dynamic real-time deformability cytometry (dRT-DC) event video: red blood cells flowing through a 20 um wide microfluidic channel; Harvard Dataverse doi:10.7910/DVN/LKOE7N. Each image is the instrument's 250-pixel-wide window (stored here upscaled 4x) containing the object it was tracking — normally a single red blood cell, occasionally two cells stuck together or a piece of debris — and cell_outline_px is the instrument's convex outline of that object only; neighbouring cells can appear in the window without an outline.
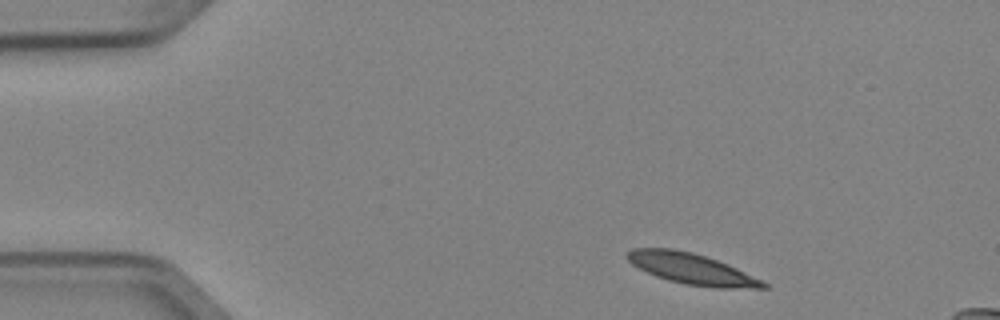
{"species": "Egyptian fruit bat (a non-hibernating species)", "species_latin": "Rousettus aegyptiacus", "temperature_condition": "cold", "stored_images_in_passage": 4, "segment_of_instrument_passage": [1, 2], "camera_frame_rate_fps": 3000, "um_per_image_px": 0.085, "animal": {"sex": "female"}, "frame": {"image": 1, "passage_image": 1, "time_ms": 0.0, "image_size_px": [1000, 320], "cell_outline_px": [[768, 288], [716, 288], [684, 284], [668, 280], [656, 276], [632, 264], [624, 256], [632, 248], [672, 248], [692, 252], [728, 264], [764, 280], [768, 284]], "centroid_in_image_um": [58.82, 22.85], "position_along_channel_um": 26.2, "area_um2": 24.51}}